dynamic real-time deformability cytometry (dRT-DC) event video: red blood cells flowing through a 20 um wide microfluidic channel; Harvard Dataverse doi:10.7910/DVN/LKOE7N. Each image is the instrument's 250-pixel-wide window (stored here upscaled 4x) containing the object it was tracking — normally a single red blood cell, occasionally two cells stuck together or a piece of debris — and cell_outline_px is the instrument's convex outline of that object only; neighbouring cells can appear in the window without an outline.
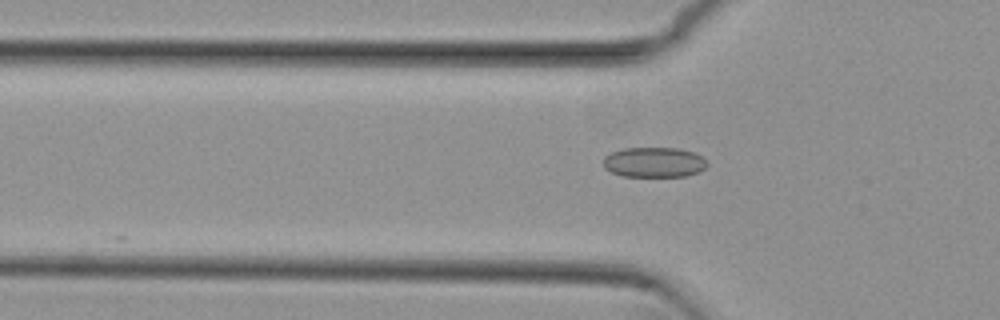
{"species": "common noctule bat (a hibernating species)", "species_latin": "Nyctalus noctula", "temperature_condition": "cold", "stored_images_in_passage": 9, "camera_frame_rate_fps": 3000, "um_per_image_px": 0.085, "animal": {"sex": "female", "body_mass_g": 29.2, "forearm_length_mm": 56.3}, "frame": {"image": 1, "passage_image": 3, "time_ms": 0.667, "image_size_px": [1000, 320], "cell_outline_px": [[708, 164], [700, 172], [684, 176], [624, 176], [612, 172], [604, 168], [604, 156], [612, 152], [624, 148], [680, 148], [696, 152], [704, 156]], "centroid_in_image_um": [55.65, 13.78], "position_along_channel_um": 70.2, "area_um2": 18.38}}
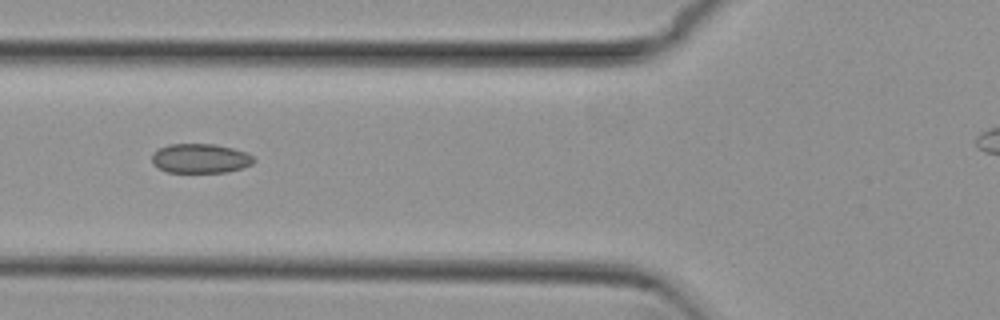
{"frame": {"image": 2, "passage_image": 6, "time_ms": 1.667, "image_size_px": [1000, 320], "cell_outline_px": [[256, 160], [252, 164], [244, 168], [228, 172], [168, 172], [156, 168], [152, 164], [152, 152], [168, 144], [216, 144], [232, 148], [244, 152], [252, 156]], "centroid_in_image_um": [17.01, 13.47], "position_along_channel_um": 108.8, "area_um2": 17.63}}
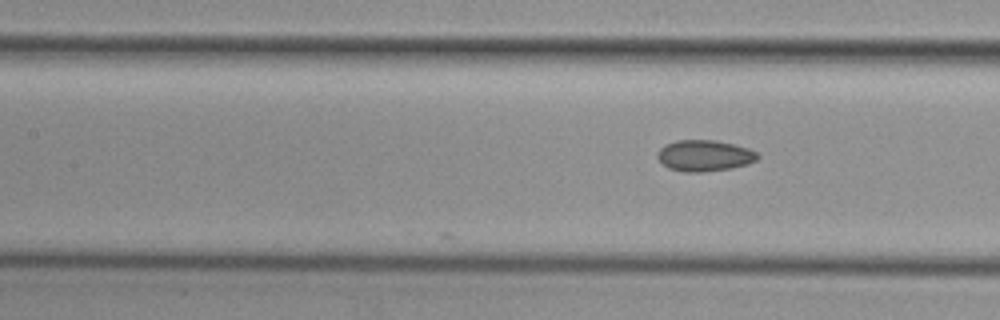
{"frame": {"image": 3, "passage_image": 9, "time_ms": 2.667, "image_size_px": [1000, 320], "cell_outline_px": [[760, 156], [756, 160], [748, 164], [732, 168], [704, 172], [684, 172], [668, 168], [656, 156], [660, 148], [664, 144], [676, 140], [712, 140], [732, 144], [748, 148], [756, 152]], "centroid_in_image_um": [59.87, 13.23], "position_along_channel_um": 147.5, "area_um2": 18.21}}